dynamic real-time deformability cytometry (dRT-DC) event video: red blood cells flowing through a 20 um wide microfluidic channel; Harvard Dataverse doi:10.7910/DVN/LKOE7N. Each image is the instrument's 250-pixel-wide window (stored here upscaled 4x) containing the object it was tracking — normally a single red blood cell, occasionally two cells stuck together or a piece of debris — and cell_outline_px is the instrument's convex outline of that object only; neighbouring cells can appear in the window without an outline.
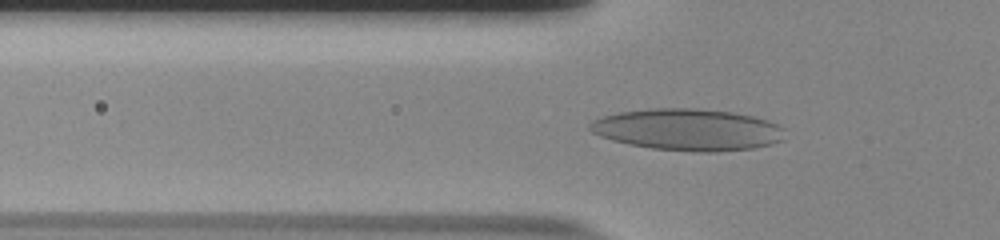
{"species": "human", "species_latin": "Homo sapiens", "temperature_condition": "room temperature", "stored_images_in_passage": 44, "camera_frame_rate_fps": 3000, "um_per_image_px": 0.085, "donor": {"sex": "male"}, "frame": {"image": 1, "passage_image": 8, "time_ms": 2.333, "image_size_px": [1000, 240], "cell_outline_px": [[784, 128], [780, 140], [772, 144], [752, 148], [716, 152], [696, 152], [652, 148], [628, 144], [612, 140], [600, 136], [592, 132], [588, 128], [588, 124], [592, 120], [604, 116], [620, 112], [652, 108], [696, 108], [732, 112], [752, 116], [776, 124]], "centroid_in_image_um": [58.41, 11.02], "position_along_channel_um": 67.4, "area_um2": 47.16}}
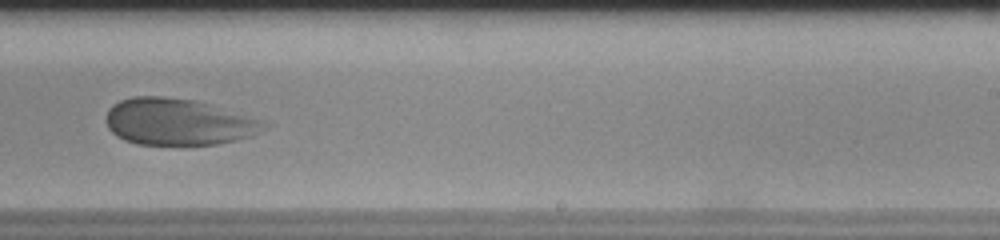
{"frame": {"image": 2, "passage_image": 25, "time_ms": 8.0, "image_size_px": [1000, 240], "cell_outline_px": [[272, 124], [252, 136], [220, 144], [136, 144], [124, 140], [116, 136], [108, 128], [104, 120], [108, 108], [112, 104], [120, 100], [136, 96], [160, 96], [192, 100], [272, 120]], "centroid_in_image_um": [15.21, 10.35], "position_along_channel_um": 273.8, "area_um2": 43.58}}
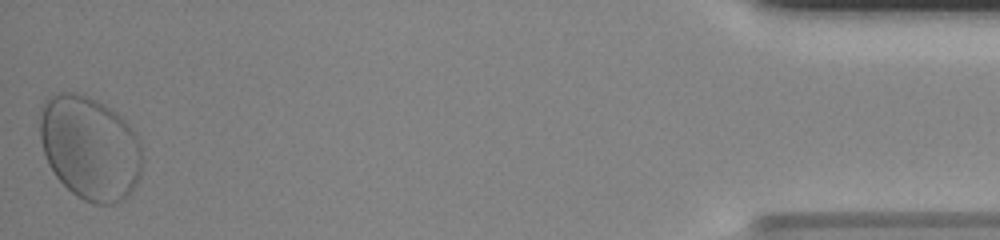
{"frame": {"image": 3, "passage_image": 44, "time_ms": 14.333, "image_size_px": [1000, 240], "cell_outline_px": [[140, 176], [132, 192], [124, 200], [116, 204], [92, 204], [76, 196], [56, 176], [48, 164], [40, 140], [40, 108], [44, 100], [60, 92], [72, 92], [96, 100], [104, 104], [116, 112], [132, 128], [140, 144]], "centroid_in_image_um": [7.63, 12.58], "position_along_channel_um": 427.6, "area_um2": 61.9}}